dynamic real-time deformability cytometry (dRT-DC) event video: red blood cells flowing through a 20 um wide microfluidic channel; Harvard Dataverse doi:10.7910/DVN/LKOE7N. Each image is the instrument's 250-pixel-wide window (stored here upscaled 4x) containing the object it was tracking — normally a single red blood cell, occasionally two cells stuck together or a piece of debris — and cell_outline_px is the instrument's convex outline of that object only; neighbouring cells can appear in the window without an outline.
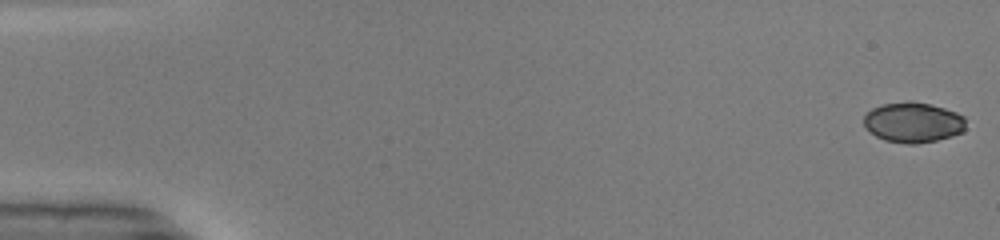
{"species": "common noctule bat (a hibernating species)", "species_latin": "Nyctalus noctula", "temperature_condition": "warm", "stored_images_in_passage": 49, "camera_frame_rate_fps": 3000, "um_per_image_px": 0.085, "animal": {"sex": "male", "body_mass_g": 19.0, "forearm_length_mm": 50.8}, "frame": {"image": 1, "passage_image": 1, "time_ms": 0.0, "image_size_px": [1000, 240], "cell_outline_px": [[964, 132], [952, 136], [936, 140], [916, 144], [908, 144], [884, 140], [876, 136], [864, 124], [864, 116], [872, 108], [884, 104], [908, 100], [912, 100], [944, 108], [956, 112], [964, 116]], "centroid_in_image_um": [77.63, 10.4], "position_along_channel_um": 7.4, "area_um2": 23.87}}
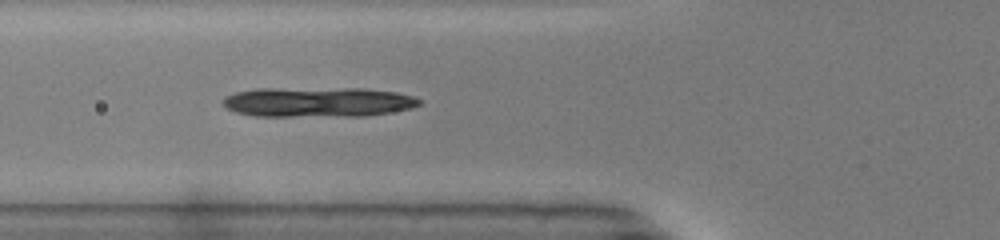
{"frame": {"image": 2, "passage_image": 19, "time_ms": 6.0, "image_size_px": [1000, 240], "cell_outline_px": [[424, 104], [412, 108], [368, 116], [256, 116], [236, 112], [228, 108], [224, 104], [224, 96], [236, 92], [256, 88], [364, 88], [396, 92], [412, 96], [424, 100]], "centroid_in_image_um": [27.09, 8.67], "position_along_channel_um": 98.7, "area_um2": 34.56}}
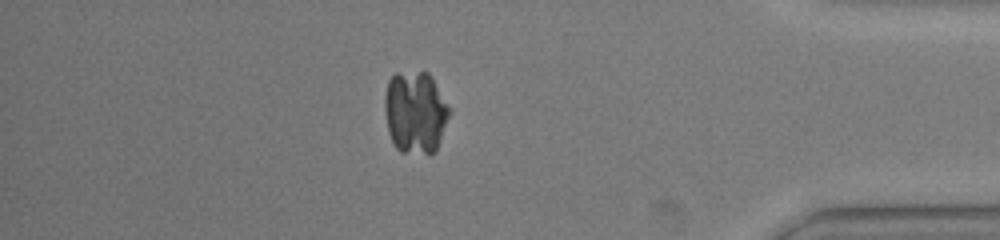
{"frame": {"image": 3, "passage_image": 43, "time_ms": 14.0, "image_size_px": [1000, 240], "cell_outline_px": [[452, 108], [436, 152], [400, 152], [396, 148], [388, 132], [384, 108], [384, 96], [388, 80], [396, 72], [428, 72]], "centroid_in_image_um": [35.3, 9.52], "position_along_channel_um": 399.9, "area_um2": 31.27}}